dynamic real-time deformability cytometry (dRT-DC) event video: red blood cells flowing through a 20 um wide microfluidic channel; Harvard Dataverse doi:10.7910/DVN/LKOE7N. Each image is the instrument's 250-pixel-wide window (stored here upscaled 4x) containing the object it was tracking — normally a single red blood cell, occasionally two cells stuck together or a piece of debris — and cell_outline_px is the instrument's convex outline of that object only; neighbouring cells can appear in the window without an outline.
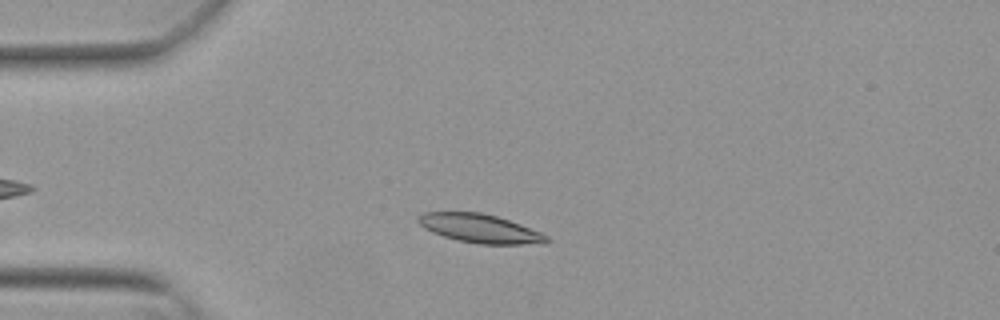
{"species": "Egyptian fruit bat (a non-hibernating species)", "species_latin": "Rousettus aegyptiacus", "temperature_condition": "warm", "stored_images_in_passage": 40, "camera_frame_rate_fps": 3000, "um_per_image_px": 0.085, "animal": {"sex": "female"}, "frame": {"image": 1, "passage_image": 10, "time_ms": 3.0, "image_size_px": [1000, 320], "cell_outline_px": [[552, 240], [544, 244], [480, 244], [456, 240], [432, 232], [424, 228], [416, 220], [416, 216], [424, 212], [480, 212], [496, 216], [520, 224], [540, 232], [548, 236]], "centroid_in_image_um": [40.8, 19.42], "position_along_channel_um": 44.2, "area_um2": 21.56}}
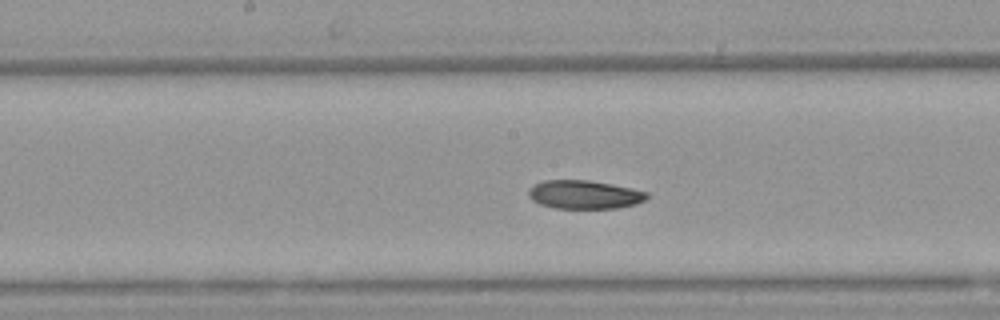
{"frame": {"image": 2, "passage_image": 24, "time_ms": 7.667, "image_size_px": [1000, 320], "cell_outline_px": [[648, 196], [644, 200], [636, 204], [616, 208], [556, 208], [540, 204], [532, 200], [528, 196], [528, 188], [532, 184], [544, 180], [588, 180], [612, 184], [632, 188], [648, 192]], "centroid_in_image_um": [49.64, 16.53], "position_along_channel_um": 198.6, "area_um2": 19.77}}
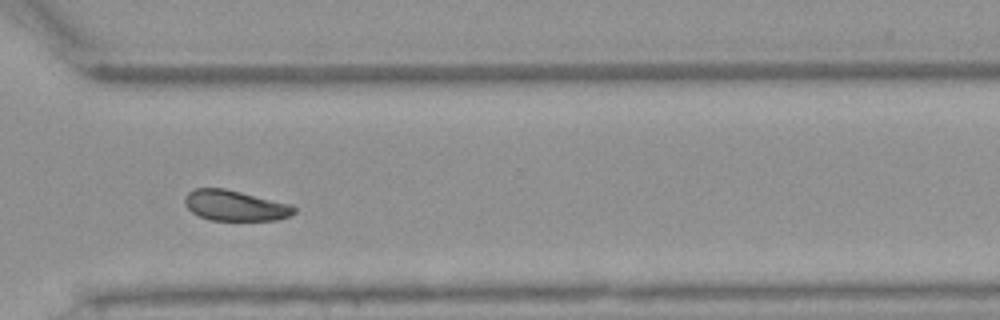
{"frame": {"image": 3, "passage_image": 36, "time_ms": 11.667, "image_size_px": [1000, 320], "cell_outline_px": [[296, 212], [292, 216], [276, 220], [212, 220], [200, 216], [192, 212], [184, 204], [184, 196], [188, 192], [196, 188], [224, 188], [292, 204], [296, 208]], "centroid_in_image_um": [20.01, 17.47], "position_along_channel_um": 350.6, "area_um2": 19.54}, "authors_computed_cell_mechanics": {"area_um2": 20.5479, "velocity_mm_per_s": 3.8087, "shape_relaxation_time_tau1_ms": 5.8103, "shape_relaxation_time_tau2_ms": 5.8415, "deformation_change_tau1": 0.129, "deformation_change_tau2": 0.0984}}